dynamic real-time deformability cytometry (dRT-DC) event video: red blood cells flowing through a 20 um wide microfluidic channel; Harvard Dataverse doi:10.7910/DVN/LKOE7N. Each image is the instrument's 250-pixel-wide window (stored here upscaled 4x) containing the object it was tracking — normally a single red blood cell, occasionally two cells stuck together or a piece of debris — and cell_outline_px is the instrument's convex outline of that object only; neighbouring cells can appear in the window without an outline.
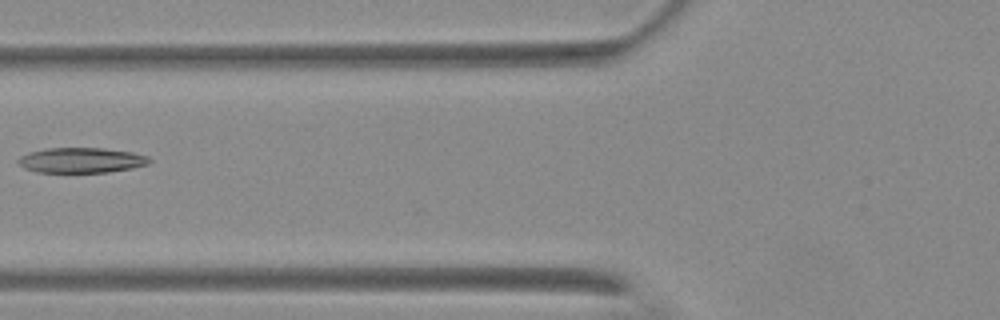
{"species": "Egyptian fruit bat (a non-hibernating species)", "species_latin": "Rousettus aegyptiacus", "temperature_condition": "warm", "stored_images_in_passage": 4, "camera_frame_rate_fps": 3000, "um_per_image_px": 0.085, "animal": {"sex": "female"}, "frame": {"image": 1, "passage_image": 4, "time_ms": 4.667, "image_size_px": [1000, 320], "cell_outline_px": [[152, 160], [148, 164], [132, 168], [108, 172], [36, 172], [24, 168], [16, 160], [20, 156], [28, 152], [48, 148], [104, 148], [132, 152], [148, 156]], "centroid_in_image_um": [6.91, 13.61], "position_along_channel_um": 118.9, "area_um2": 19.31}}